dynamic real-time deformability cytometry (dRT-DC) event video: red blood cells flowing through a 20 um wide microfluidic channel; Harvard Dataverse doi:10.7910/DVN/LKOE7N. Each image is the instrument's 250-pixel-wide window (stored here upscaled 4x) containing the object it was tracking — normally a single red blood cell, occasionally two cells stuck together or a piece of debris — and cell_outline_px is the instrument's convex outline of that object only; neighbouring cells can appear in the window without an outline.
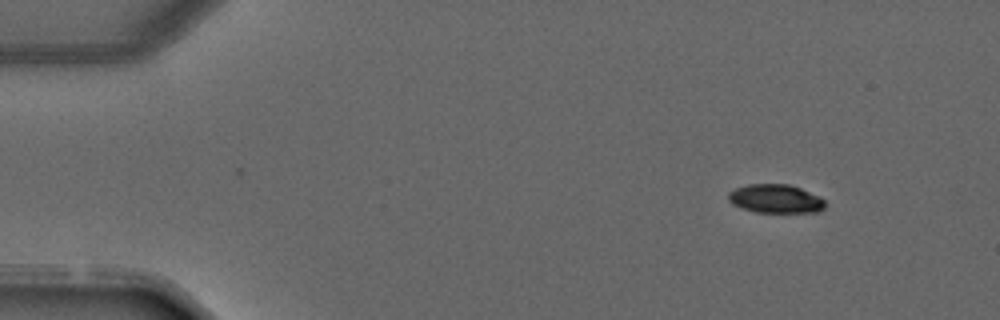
{"species": "common noctule bat (a hibernating species)", "species_latin": "Nyctalus noctula", "temperature_condition": "warm", "stored_images_in_passage": 3, "camera_frame_rate_fps": 3000, "um_per_image_px": 0.085, "animal": {"sex": "male", "forearm_length_mm": 52.5}, "frame": {"image": 1, "passage_image": 1, "time_ms": 0.0, "image_size_px": [1000, 320], "cell_outline_px": [[824, 208], [816, 212], [756, 212], [740, 208], [732, 204], [728, 200], [728, 192], [736, 188], [748, 184], [788, 184], [800, 188], [820, 196], [824, 200]], "centroid_in_image_um": [65.89, 16.89], "position_along_channel_um": 19.1, "area_um2": 16.18}}